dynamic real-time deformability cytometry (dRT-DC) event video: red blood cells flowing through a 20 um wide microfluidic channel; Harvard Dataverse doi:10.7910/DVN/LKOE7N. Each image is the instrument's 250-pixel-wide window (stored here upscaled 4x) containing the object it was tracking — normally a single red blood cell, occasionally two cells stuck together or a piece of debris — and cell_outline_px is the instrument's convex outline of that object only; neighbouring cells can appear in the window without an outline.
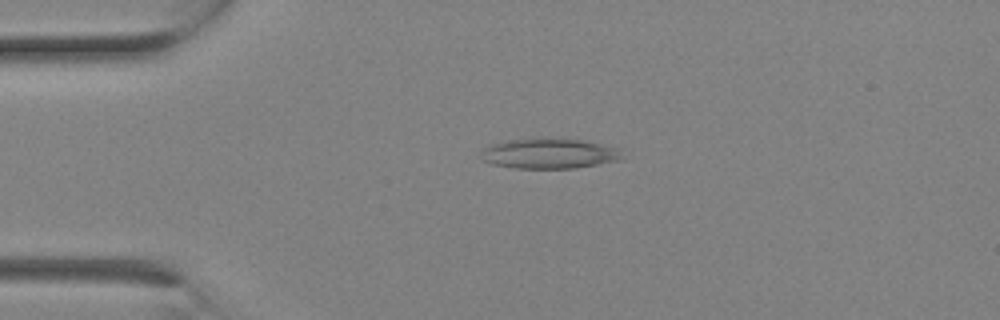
{"species": "Egyptian fruit bat (a non-hibernating species)", "species_latin": "Rousettus aegyptiacus", "temperature_condition": "room temperature", "stored_images_in_passage": 2, "camera_frame_rate_fps": 3000, "um_per_image_px": 0.085, "animal": {"sex": "female"}, "frame": {"image": 1, "passage_image": 2, "time_ms": 0.333, "image_size_px": [1000, 320], "cell_outline_px": [[624, 148], [620, 160], [576, 168], [512, 168], [492, 164], [480, 160], [480, 152], [488, 144], [508, 140], [544, 136], [548, 136], [584, 140]], "centroid_in_image_um": [46.68, 13.01], "position_along_channel_um": 38.3, "area_um2": 25.89}}